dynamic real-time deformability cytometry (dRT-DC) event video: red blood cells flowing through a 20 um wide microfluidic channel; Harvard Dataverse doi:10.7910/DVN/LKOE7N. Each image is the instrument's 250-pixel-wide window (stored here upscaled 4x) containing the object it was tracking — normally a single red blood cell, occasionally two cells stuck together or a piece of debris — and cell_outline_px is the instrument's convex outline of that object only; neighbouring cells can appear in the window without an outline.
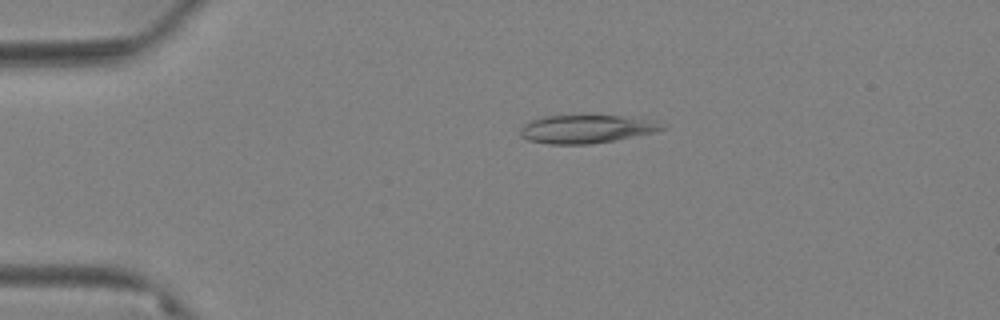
{"species": "Egyptian fruit bat (a non-hibernating species)", "species_latin": "Rousettus aegyptiacus", "temperature_condition": "warm", "stored_images_in_passage": 29, "camera_frame_rate_fps": 3000, "um_per_image_px": 0.085, "animal": {"sex": "female"}, "frame": {"image": 1, "passage_image": 14, "time_ms": 4.333, "image_size_px": [1000, 320], "cell_outline_px": [[668, 128], [652, 132], [616, 140], [588, 144], [548, 144], [528, 140], [520, 136], [520, 128], [524, 124], [532, 120], [544, 116], [620, 116], [656, 120], [668, 124]], "centroid_in_image_um": [49.88, 10.97], "position_along_channel_um": 35.1, "area_um2": 23.35}}
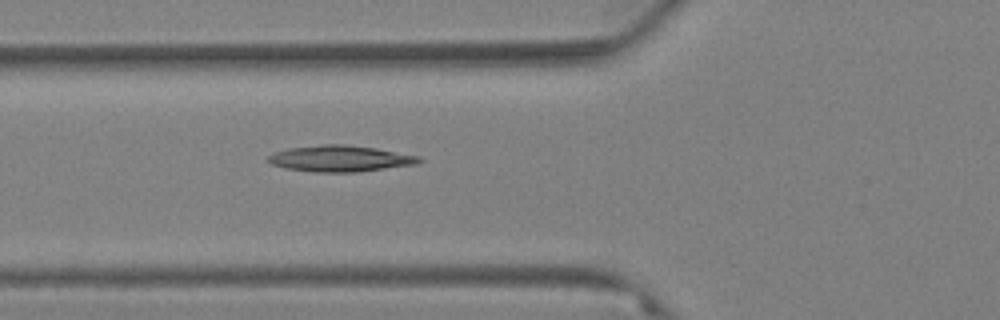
{"frame": {"image": 2, "passage_image": 24, "time_ms": 7.667, "image_size_px": [1000, 320], "cell_outline_px": [[424, 160], [416, 164], [360, 172], [316, 172], [288, 168], [272, 164], [264, 160], [268, 156], [276, 152], [288, 148], [324, 144], [344, 144], [376, 148], [420, 156]], "centroid_in_image_um": [28.94, 13.47], "position_along_channel_um": 96.9, "area_um2": 23.06}}
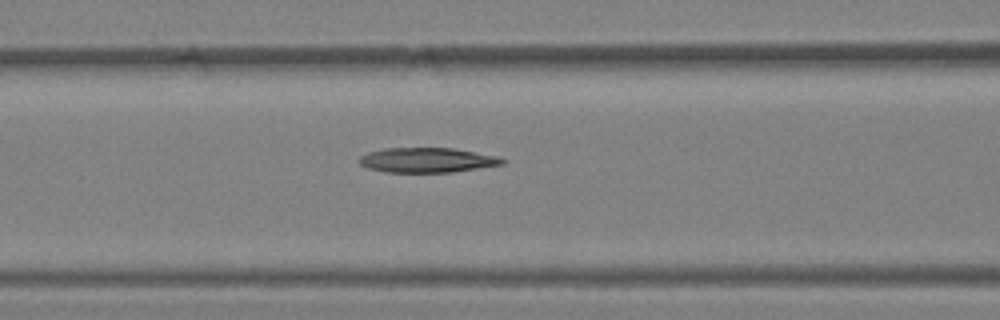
{"frame": {"image": 3, "passage_image": 27, "time_ms": 8.667, "image_size_px": [1000, 320], "cell_outline_px": [[508, 160], [504, 164], [452, 172], [384, 172], [368, 168], [360, 164], [356, 160], [360, 156], [368, 152], [384, 148], [452, 148], [496, 156]], "centroid_in_image_um": [36.27, 13.61], "position_along_channel_um": 130.3, "area_um2": 20.69}}